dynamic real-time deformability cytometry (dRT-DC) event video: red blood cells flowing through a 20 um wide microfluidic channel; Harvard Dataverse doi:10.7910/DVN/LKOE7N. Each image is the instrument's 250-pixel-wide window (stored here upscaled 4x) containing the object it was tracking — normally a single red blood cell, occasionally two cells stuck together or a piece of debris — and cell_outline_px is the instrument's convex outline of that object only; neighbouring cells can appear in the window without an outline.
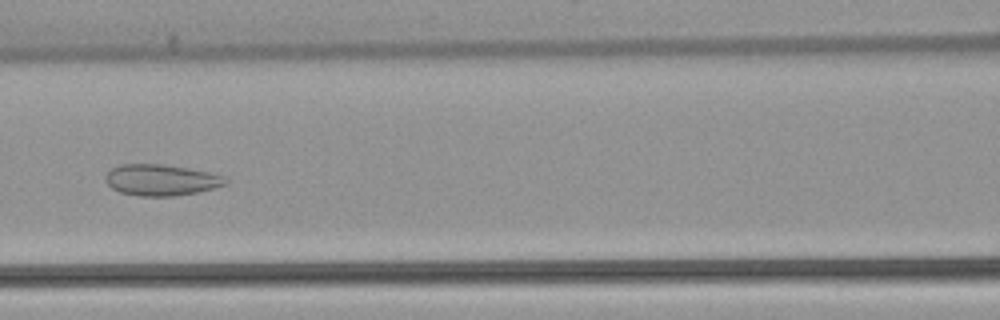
{"species": "common noctule bat (a hibernating species)", "species_latin": "Nyctalus noctula", "temperature_condition": "warm", "stored_images_in_passage": 42, "camera_frame_rate_fps": 3000, "um_per_image_px": 0.085, "animal": {"sex": "female", "body_mass_g": 22.7, "forearm_length_mm": 54.2}, "frame": {"image": 1, "passage_image": 17, "time_ms": 5.333, "image_size_px": [1000, 320], "cell_outline_px": [[228, 184], [196, 192], [172, 196], [140, 196], [120, 192], [112, 188], [108, 184], [104, 176], [112, 168], [120, 164], [160, 164], [188, 168], [208, 172], [224, 176], [228, 180]], "centroid_in_image_um": [13.69, 15.29], "position_along_channel_um": 152.9, "area_um2": 21.68}}
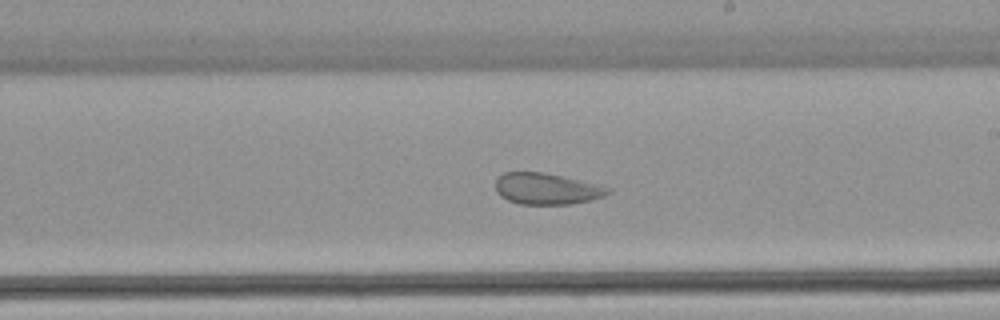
{"frame": {"image": 2, "passage_image": 24, "time_ms": 7.667, "image_size_px": [1000, 320], "cell_outline_px": [[612, 192], [604, 196], [588, 200], [568, 204], [520, 204], [508, 200], [500, 196], [496, 192], [496, 176], [504, 172], [544, 172], [612, 188]], "centroid_in_image_um": [46.42, 16.04], "position_along_channel_um": 242.6, "area_um2": 20.4}}
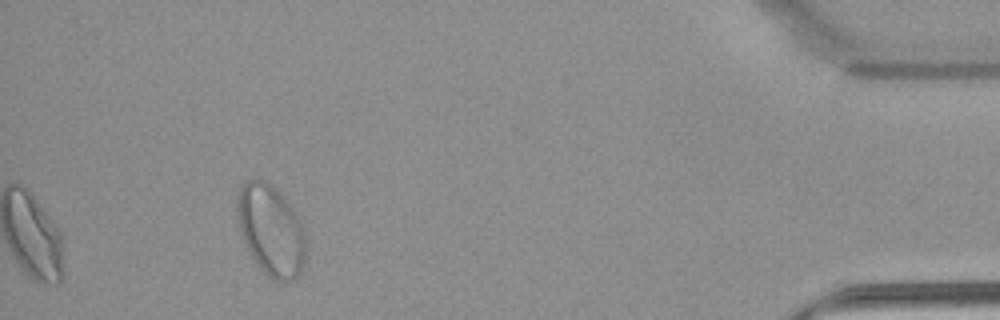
{"frame": {"image": 3, "passage_image": 42, "time_ms": 13.667, "image_size_px": [1000, 320], "cell_outline_px": [[304, 264], [300, 272], [292, 280], [276, 280], [268, 276], [264, 272], [252, 256], [248, 248], [240, 224], [240, 188], [248, 180], [264, 180], [272, 184], [280, 192], [296, 216], [300, 224], [304, 236]], "centroid_in_image_um": [23.07, 19.59], "position_along_channel_um": 412.1, "area_um2": 34.45}}